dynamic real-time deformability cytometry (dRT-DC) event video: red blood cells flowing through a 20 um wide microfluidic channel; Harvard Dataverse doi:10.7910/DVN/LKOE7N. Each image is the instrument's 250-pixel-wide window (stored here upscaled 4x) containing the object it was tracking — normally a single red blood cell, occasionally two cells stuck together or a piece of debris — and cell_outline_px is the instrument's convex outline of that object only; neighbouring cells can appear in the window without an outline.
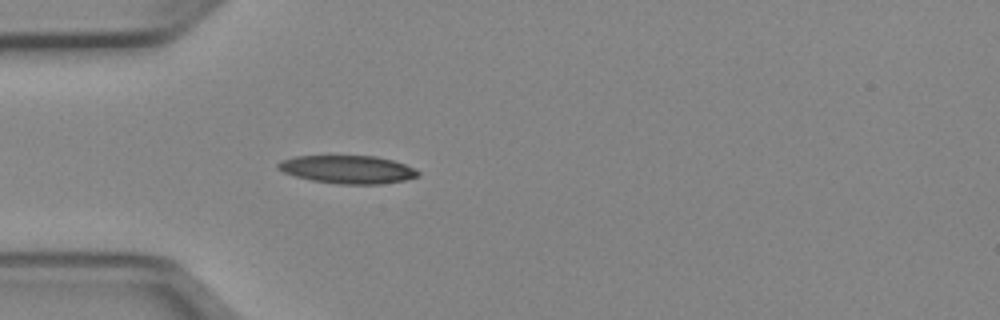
{"species": "Egyptian fruit bat (a non-hibernating species)", "species_latin": "Rousettus aegyptiacus", "temperature_condition": "cold", "stored_images_in_passage": 40, "camera_frame_rate_fps": 3000, "um_per_image_px": 0.085, "animal": {"sex": "female"}, "frame": {"image": 1, "passage_image": 7, "time_ms": 2.0, "image_size_px": [1000, 320], "cell_outline_px": [[420, 176], [404, 180], [380, 184], [336, 184], [312, 180], [296, 176], [284, 172], [276, 168], [276, 164], [280, 160], [296, 156], [376, 156], [392, 160], [404, 164], [420, 172]], "centroid_in_image_um": [29.53, 14.4], "position_along_channel_um": 55.5, "area_um2": 22.83}}
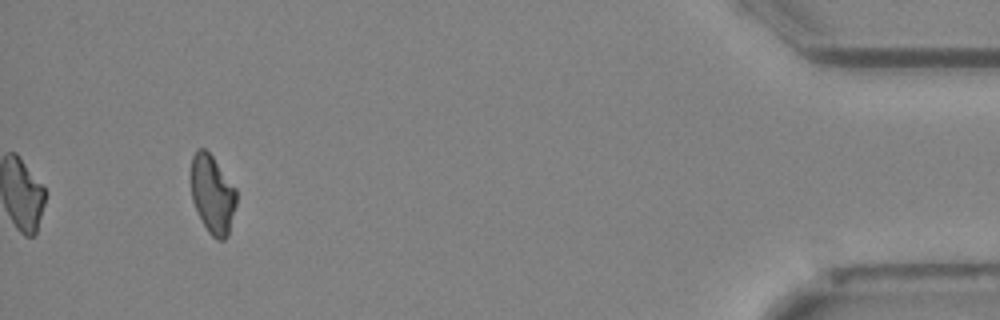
{"frame": {"image": 2, "passage_image": 40, "time_ms": 13.0, "image_size_px": [1000, 320], "cell_outline_px": [[236, 204], [228, 236], [224, 240], [216, 240], [208, 232], [192, 200], [192, 156], [196, 148], [204, 148], [212, 156], [236, 188]], "centroid_in_image_um": [18.08, 16.52], "position_along_channel_um": 417.1, "area_um2": 20.52}, "authors_computed_cell_mechanics": {"area_um2": 22.1374, "velocity_mm_per_s": 3.9732, "shape_relaxation_time_tau1_ms": null, "shape_relaxation_time_tau2_ms": 11.1416, "deformation_change_tau1": null, "deformation_change_tau2": 0.2224}}